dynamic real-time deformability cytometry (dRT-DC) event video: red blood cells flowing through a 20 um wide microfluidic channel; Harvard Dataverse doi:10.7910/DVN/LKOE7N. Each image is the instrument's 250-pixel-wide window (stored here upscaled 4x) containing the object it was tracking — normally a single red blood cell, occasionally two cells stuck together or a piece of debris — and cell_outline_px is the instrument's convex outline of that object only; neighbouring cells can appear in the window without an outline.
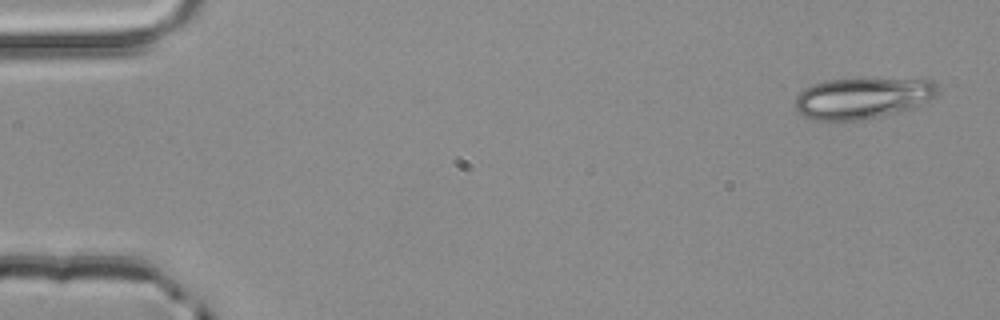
{"species": "common noctule bat (a hibernating species)", "species_latin": "Nyctalus noctula", "temperature_condition": "room temperature", "stored_images_in_passage": 4, "camera_frame_rate_fps": 3000, "um_per_image_px": 0.085, "animal": {"sex": "male", "body_mass_g": 20.4}, "frame": {"image": 1, "passage_image": 1, "time_ms": 0.0, "image_size_px": [1000, 320], "cell_outline_px": [[940, 92], [936, 96], [924, 104], [916, 108], [900, 112], [856, 120], [816, 120], [804, 116], [796, 108], [796, 96], [804, 88], [812, 84], [828, 80], [856, 76], [932, 80], [940, 88]], "centroid_in_image_um": [73.4, 8.28], "position_along_channel_um": 11.6, "area_um2": 35.26}}